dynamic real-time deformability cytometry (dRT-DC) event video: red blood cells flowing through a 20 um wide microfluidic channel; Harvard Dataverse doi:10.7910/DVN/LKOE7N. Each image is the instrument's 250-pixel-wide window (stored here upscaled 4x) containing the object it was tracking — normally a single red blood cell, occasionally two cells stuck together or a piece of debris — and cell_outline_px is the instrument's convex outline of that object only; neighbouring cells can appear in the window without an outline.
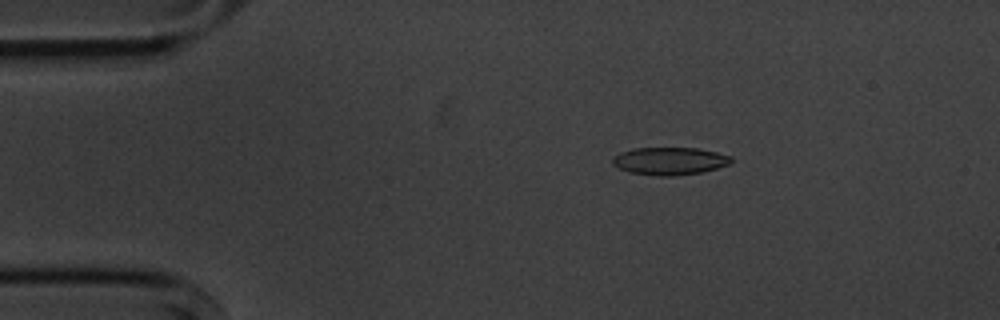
{"species": "common noctule bat (a hibernating species)", "species_latin": "Nyctalus noctula", "temperature_condition": "cold", "stored_images_in_passage": 8, "camera_frame_rate_fps": 3000, "um_per_image_px": 0.085, "animal": {"sex": "male", "body_mass_g": 20.1, "forearm_length_mm": 53.5}, "frame": {"image": 1, "passage_image": 3, "time_ms": 2.333, "image_size_px": [1000, 320], "cell_outline_px": [[732, 160], [728, 164], [716, 168], [700, 172], [672, 176], [656, 176], [628, 172], [612, 164], [612, 160], [620, 152], [636, 148], [696, 148], [716, 152], [732, 156]], "centroid_in_image_um": [56.91, 13.69], "position_along_channel_um": 28.1, "area_um2": 18.9}}
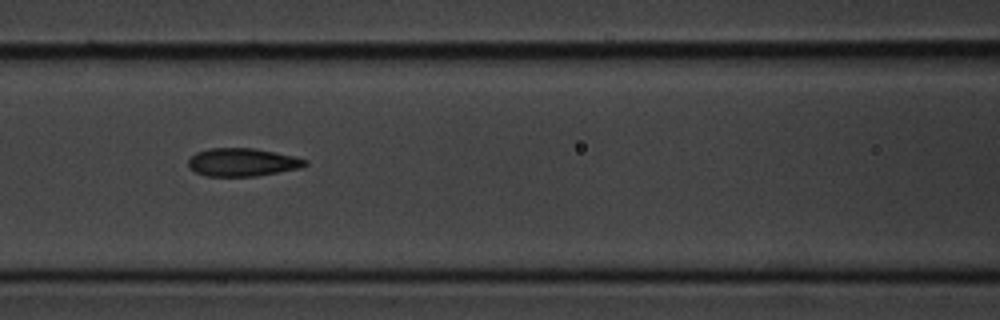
{"frame": {"image": 2, "passage_image": 7, "time_ms": 7.0, "image_size_px": [1000, 320], "cell_outline_px": [[308, 164], [300, 168], [256, 176], [204, 176], [188, 168], [188, 160], [196, 152], [212, 148], [252, 148], [292, 156], [308, 160]], "centroid_in_image_um": [20.57, 13.8], "position_along_channel_um": 146.0, "area_um2": 18.96}}
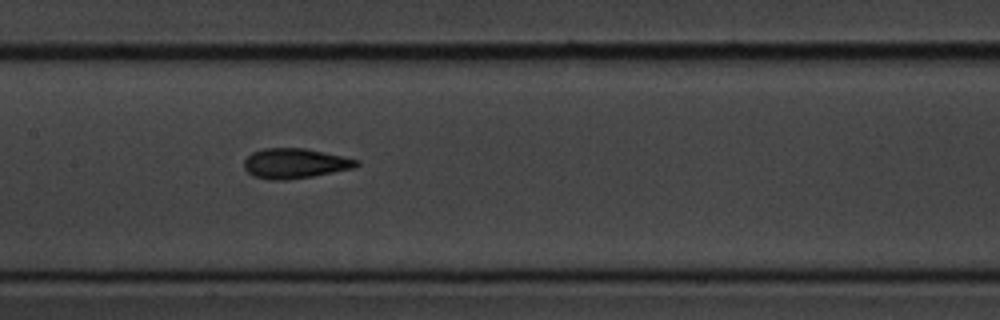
{"frame": {"image": 3, "passage_image": 8, "time_ms": 8.0, "image_size_px": [1000, 320], "cell_outline_px": [[360, 164], [352, 168], [312, 176], [288, 180], [268, 180], [252, 176], [244, 168], [244, 160], [252, 152], [264, 148], [304, 148], [324, 152], [360, 160]], "centroid_in_image_um": [25.04, 13.89], "position_along_channel_um": 182.4, "area_um2": 19.65}}